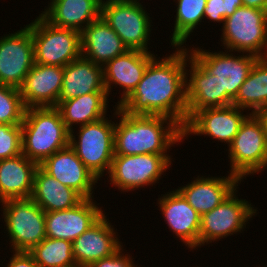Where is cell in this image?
<instances>
[{
	"mask_svg": "<svg viewBox=\"0 0 267 267\" xmlns=\"http://www.w3.org/2000/svg\"><path fill=\"white\" fill-rule=\"evenodd\" d=\"M38 167L23 154L0 160V203L31 197Z\"/></svg>",
	"mask_w": 267,
	"mask_h": 267,
	"instance_id": "cell-25",
	"label": "cell"
},
{
	"mask_svg": "<svg viewBox=\"0 0 267 267\" xmlns=\"http://www.w3.org/2000/svg\"><path fill=\"white\" fill-rule=\"evenodd\" d=\"M22 154L21 125L0 124V160Z\"/></svg>",
	"mask_w": 267,
	"mask_h": 267,
	"instance_id": "cell-33",
	"label": "cell"
},
{
	"mask_svg": "<svg viewBox=\"0 0 267 267\" xmlns=\"http://www.w3.org/2000/svg\"><path fill=\"white\" fill-rule=\"evenodd\" d=\"M188 62L190 69L186 70L185 83L187 121L202 109L232 105L233 99L227 93H220L217 76L209 74L190 53Z\"/></svg>",
	"mask_w": 267,
	"mask_h": 267,
	"instance_id": "cell-16",
	"label": "cell"
},
{
	"mask_svg": "<svg viewBox=\"0 0 267 267\" xmlns=\"http://www.w3.org/2000/svg\"><path fill=\"white\" fill-rule=\"evenodd\" d=\"M34 44V63L64 67L81 54V33L58 28L41 15L27 25Z\"/></svg>",
	"mask_w": 267,
	"mask_h": 267,
	"instance_id": "cell-7",
	"label": "cell"
},
{
	"mask_svg": "<svg viewBox=\"0 0 267 267\" xmlns=\"http://www.w3.org/2000/svg\"><path fill=\"white\" fill-rule=\"evenodd\" d=\"M7 267H40L29 252L13 251Z\"/></svg>",
	"mask_w": 267,
	"mask_h": 267,
	"instance_id": "cell-36",
	"label": "cell"
},
{
	"mask_svg": "<svg viewBox=\"0 0 267 267\" xmlns=\"http://www.w3.org/2000/svg\"><path fill=\"white\" fill-rule=\"evenodd\" d=\"M238 187L217 207L204 213L200 220L199 247L244 231L257 209L246 199H238Z\"/></svg>",
	"mask_w": 267,
	"mask_h": 267,
	"instance_id": "cell-11",
	"label": "cell"
},
{
	"mask_svg": "<svg viewBox=\"0 0 267 267\" xmlns=\"http://www.w3.org/2000/svg\"><path fill=\"white\" fill-rule=\"evenodd\" d=\"M226 177H197L177 190L200 216L221 204L241 183V180L228 172ZM205 177V178H204Z\"/></svg>",
	"mask_w": 267,
	"mask_h": 267,
	"instance_id": "cell-22",
	"label": "cell"
},
{
	"mask_svg": "<svg viewBox=\"0 0 267 267\" xmlns=\"http://www.w3.org/2000/svg\"><path fill=\"white\" fill-rule=\"evenodd\" d=\"M172 155H114L109 170L110 184L123 192L139 190L159 183L161 175L172 165Z\"/></svg>",
	"mask_w": 267,
	"mask_h": 267,
	"instance_id": "cell-10",
	"label": "cell"
},
{
	"mask_svg": "<svg viewBox=\"0 0 267 267\" xmlns=\"http://www.w3.org/2000/svg\"><path fill=\"white\" fill-rule=\"evenodd\" d=\"M256 115L261 120L264 131L267 134V106H264L261 110H259Z\"/></svg>",
	"mask_w": 267,
	"mask_h": 267,
	"instance_id": "cell-39",
	"label": "cell"
},
{
	"mask_svg": "<svg viewBox=\"0 0 267 267\" xmlns=\"http://www.w3.org/2000/svg\"><path fill=\"white\" fill-rule=\"evenodd\" d=\"M244 109L229 105L224 107L206 108L197 111L185 124L183 137L205 135L221 143H232L241 124L251 114H243ZM188 135V136H187Z\"/></svg>",
	"mask_w": 267,
	"mask_h": 267,
	"instance_id": "cell-14",
	"label": "cell"
},
{
	"mask_svg": "<svg viewBox=\"0 0 267 267\" xmlns=\"http://www.w3.org/2000/svg\"><path fill=\"white\" fill-rule=\"evenodd\" d=\"M25 111L20 89L0 84V124L21 125Z\"/></svg>",
	"mask_w": 267,
	"mask_h": 267,
	"instance_id": "cell-32",
	"label": "cell"
},
{
	"mask_svg": "<svg viewBox=\"0 0 267 267\" xmlns=\"http://www.w3.org/2000/svg\"><path fill=\"white\" fill-rule=\"evenodd\" d=\"M226 4L225 0H207L204 10V18L211 22L224 24Z\"/></svg>",
	"mask_w": 267,
	"mask_h": 267,
	"instance_id": "cell-35",
	"label": "cell"
},
{
	"mask_svg": "<svg viewBox=\"0 0 267 267\" xmlns=\"http://www.w3.org/2000/svg\"><path fill=\"white\" fill-rule=\"evenodd\" d=\"M107 220L104 214L72 242L73 256L78 267H89L92 263L113 255L123 246L117 232Z\"/></svg>",
	"mask_w": 267,
	"mask_h": 267,
	"instance_id": "cell-18",
	"label": "cell"
},
{
	"mask_svg": "<svg viewBox=\"0 0 267 267\" xmlns=\"http://www.w3.org/2000/svg\"><path fill=\"white\" fill-rule=\"evenodd\" d=\"M122 249L123 247L113 255L92 263L89 267H139L134 264L130 255L123 253Z\"/></svg>",
	"mask_w": 267,
	"mask_h": 267,
	"instance_id": "cell-34",
	"label": "cell"
},
{
	"mask_svg": "<svg viewBox=\"0 0 267 267\" xmlns=\"http://www.w3.org/2000/svg\"><path fill=\"white\" fill-rule=\"evenodd\" d=\"M29 253L40 267H78L67 240L46 237Z\"/></svg>",
	"mask_w": 267,
	"mask_h": 267,
	"instance_id": "cell-31",
	"label": "cell"
},
{
	"mask_svg": "<svg viewBox=\"0 0 267 267\" xmlns=\"http://www.w3.org/2000/svg\"><path fill=\"white\" fill-rule=\"evenodd\" d=\"M194 48H188L190 55L209 74L217 76L220 93H227L234 100L258 57L248 53L234 56L229 50L209 52L201 47Z\"/></svg>",
	"mask_w": 267,
	"mask_h": 267,
	"instance_id": "cell-12",
	"label": "cell"
},
{
	"mask_svg": "<svg viewBox=\"0 0 267 267\" xmlns=\"http://www.w3.org/2000/svg\"><path fill=\"white\" fill-rule=\"evenodd\" d=\"M230 173L241 181L267 169V134L256 114H250L228 146Z\"/></svg>",
	"mask_w": 267,
	"mask_h": 267,
	"instance_id": "cell-8",
	"label": "cell"
},
{
	"mask_svg": "<svg viewBox=\"0 0 267 267\" xmlns=\"http://www.w3.org/2000/svg\"><path fill=\"white\" fill-rule=\"evenodd\" d=\"M102 0H51L40 14L58 28L82 32L101 14Z\"/></svg>",
	"mask_w": 267,
	"mask_h": 267,
	"instance_id": "cell-24",
	"label": "cell"
},
{
	"mask_svg": "<svg viewBox=\"0 0 267 267\" xmlns=\"http://www.w3.org/2000/svg\"><path fill=\"white\" fill-rule=\"evenodd\" d=\"M225 18L231 16L238 7H242V0H225Z\"/></svg>",
	"mask_w": 267,
	"mask_h": 267,
	"instance_id": "cell-37",
	"label": "cell"
},
{
	"mask_svg": "<svg viewBox=\"0 0 267 267\" xmlns=\"http://www.w3.org/2000/svg\"><path fill=\"white\" fill-rule=\"evenodd\" d=\"M39 166L61 184L73 188L84 199L94 198V185L99 179L80 161L69 145L49 156Z\"/></svg>",
	"mask_w": 267,
	"mask_h": 267,
	"instance_id": "cell-17",
	"label": "cell"
},
{
	"mask_svg": "<svg viewBox=\"0 0 267 267\" xmlns=\"http://www.w3.org/2000/svg\"><path fill=\"white\" fill-rule=\"evenodd\" d=\"M115 123V155L167 154L174 144L181 143L183 128L173 119L160 115H130L118 109Z\"/></svg>",
	"mask_w": 267,
	"mask_h": 267,
	"instance_id": "cell-2",
	"label": "cell"
},
{
	"mask_svg": "<svg viewBox=\"0 0 267 267\" xmlns=\"http://www.w3.org/2000/svg\"><path fill=\"white\" fill-rule=\"evenodd\" d=\"M63 84V67L34 63L20 88L26 108L56 107Z\"/></svg>",
	"mask_w": 267,
	"mask_h": 267,
	"instance_id": "cell-21",
	"label": "cell"
},
{
	"mask_svg": "<svg viewBox=\"0 0 267 267\" xmlns=\"http://www.w3.org/2000/svg\"><path fill=\"white\" fill-rule=\"evenodd\" d=\"M155 57L151 52L127 50L103 66V82L108 96L113 86L119 85L123 89L117 106L133 92L142 80L148 64Z\"/></svg>",
	"mask_w": 267,
	"mask_h": 267,
	"instance_id": "cell-19",
	"label": "cell"
},
{
	"mask_svg": "<svg viewBox=\"0 0 267 267\" xmlns=\"http://www.w3.org/2000/svg\"><path fill=\"white\" fill-rule=\"evenodd\" d=\"M79 128L77 135H74V129L69 132V146L80 161L100 180L104 174L109 173L115 155V122L104 117Z\"/></svg>",
	"mask_w": 267,
	"mask_h": 267,
	"instance_id": "cell-5",
	"label": "cell"
},
{
	"mask_svg": "<svg viewBox=\"0 0 267 267\" xmlns=\"http://www.w3.org/2000/svg\"><path fill=\"white\" fill-rule=\"evenodd\" d=\"M127 50L122 39L101 16L81 32L82 56L101 67Z\"/></svg>",
	"mask_w": 267,
	"mask_h": 267,
	"instance_id": "cell-23",
	"label": "cell"
},
{
	"mask_svg": "<svg viewBox=\"0 0 267 267\" xmlns=\"http://www.w3.org/2000/svg\"><path fill=\"white\" fill-rule=\"evenodd\" d=\"M243 6L267 11V0H242Z\"/></svg>",
	"mask_w": 267,
	"mask_h": 267,
	"instance_id": "cell-38",
	"label": "cell"
},
{
	"mask_svg": "<svg viewBox=\"0 0 267 267\" xmlns=\"http://www.w3.org/2000/svg\"><path fill=\"white\" fill-rule=\"evenodd\" d=\"M159 210L163 214L168 228L189 249L199 247L200 214L175 189L158 198Z\"/></svg>",
	"mask_w": 267,
	"mask_h": 267,
	"instance_id": "cell-20",
	"label": "cell"
},
{
	"mask_svg": "<svg viewBox=\"0 0 267 267\" xmlns=\"http://www.w3.org/2000/svg\"><path fill=\"white\" fill-rule=\"evenodd\" d=\"M94 92H107L103 82V67L82 55L63 67L61 101Z\"/></svg>",
	"mask_w": 267,
	"mask_h": 267,
	"instance_id": "cell-26",
	"label": "cell"
},
{
	"mask_svg": "<svg viewBox=\"0 0 267 267\" xmlns=\"http://www.w3.org/2000/svg\"><path fill=\"white\" fill-rule=\"evenodd\" d=\"M93 200L83 199L73 208L45 212L46 237L73 242L105 214Z\"/></svg>",
	"mask_w": 267,
	"mask_h": 267,
	"instance_id": "cell-15",
	"label": "cell"
},
{
	"mask_svg": "<svg viewBox=\"0 0 267 267\" xmlns=\"http://www.w3.org/2000/svg\"><path fill=\"white\" fill-rule=\"evenodd\" d=\"M222 29L221 41L226 51L267 57V11L238 7L224 19Z\"/></svg>",
	"mask_w": 267,
	"mask_h": 267,
	"instance_id": "cell-4",
	"label": "cell"
},
{
	"mask_svg": "<svg viewBox=\"0 0 267 267\" xmlns=\"http://www.w3.org/2000/svg\"><path fill=\"white\" fill-rule=\"evenodd\" d=\"M1 203L12 251L29 252L46 238L45 212L31 197Z\"/></svg>",
	"mask_w": 267,
	"mask_h": 267,
	"instance_id": "cell-9",
	"label": "cell"
},
{
	"mask_svg": "<svg viewBox=\"0 0 267 267\" xmlns=\"http://www.w3.org/2000/svg\"><path fill=\"white\" fill-rule=\"evenodd\" d=\"M174 53L155 57L142 80L117 108L130 115H160L175 120L182 128L187 122L186 67L189 51L175 47Z\"/></svg>",
	"mask_w": 267,
	"mask_h": 267,
	"instance_id": "cell-1",
	"label": "cell"
},
{
	"mask_svg": "<svg viewBox=\"0 0 267 267\" xmlns=\"http://www.w3.org/2000/svg\"><path fill=\"white\" fill-rule=\"evenodd\" d=\"M5 35L0 38V84L20 89L34 65L31 30L26 25Z\"/></svg>",
	"mask_w": 267,
	"mask_h": 267,
	"instance_id": "cell-13",
	"label": "cell"
},
{
	"mask_svg": "<svg viewBox=\"0 0 267 267\" xmlns=\"http://www.w3.org/2000/svg\"><path fill=\"white\" fill-rule=\"evenodd\" d=\"M144 8L140 0H102L100 16L122 39L128 50L150 52L148 40L152 20Z\"/></svg>",
	"mask_w": 267,
	"mask_h": 267,
	"instance_id": "cell-6",
	"label": "cell"
},
{
	"mask_svg": "<svg viewBox=\"0 0 267 267\" xmlns=\"http://www.w3.org/2000/svg\"><path fill=\"white\" fill-rule=\"evenodd\" d=\"M22 130V154L41 165L69 145V130L56 107L26 108Z\"/></svg>",
	"mask_w": 267,
	"mask_h": 267,
	"instance_id": "cell-3",
	"label": "cell"
},
{
	"mask_svg": "<svg viewBox=\"0 0 267 267\" xmlns=\"http://www.w3.org/2000/svg\"><path fill=\"white\" fill-rule=\"evenodd\" d=\"M107 102V92H94L61 101L56 108L66 128L71 131L76 124L81 126L106 117Z\"/></svg>",
	"mask_w": 267,
	"mask_h": 267,
	"instance_id": "cell-28",
	"label": "cell"
},
{
	"mask_svg": "<svg viewBox=\"0 0 267 267\" xmlns=\"http://www.w3.org/2000/svg\"><path fill=\"white\" fill-rule=\"evenodd\" d=\"M232 105L256 114L267 106V57L258 58L241 85Z\"/></svg>",
	"mask_w": 267,
	"mask_h": 267,
	"instance_id": "cell-29",
	"label": "cell"
},
{
	"mask_svg": "<svg viewBox=\"0 0 267 267\" xmlns=\"http://www.w3.org/2000/svg\"><path fill=\"white\" fill-rule=\"evenodd\" d=\"M31 198L44 212L70 209L84 199L73 188L51 177L40 166L35 172Z\"/></svg>",
	"mask_w": 267,
	"mask_h": 267,
	"instance_id": "cell-27",
	"label": "cell"
},
{
	"mask_svg": "<svg viewBox=\"0 0 267 267\" xmlns=\"http://www.w3.org/2000/svg\"><path fill=\"white\" fill-rule=\"evenodd\" d=\"M176 2V16L172 29L171 46L185 47L184 44L204 19L207 0H173ZM197 27V28H196Z\"/></svg>",
	"mask_w": 267,
	"mask_h": 267,
	"instance_id": "cell-30",
	"label": "cell"
}]
</instances>
